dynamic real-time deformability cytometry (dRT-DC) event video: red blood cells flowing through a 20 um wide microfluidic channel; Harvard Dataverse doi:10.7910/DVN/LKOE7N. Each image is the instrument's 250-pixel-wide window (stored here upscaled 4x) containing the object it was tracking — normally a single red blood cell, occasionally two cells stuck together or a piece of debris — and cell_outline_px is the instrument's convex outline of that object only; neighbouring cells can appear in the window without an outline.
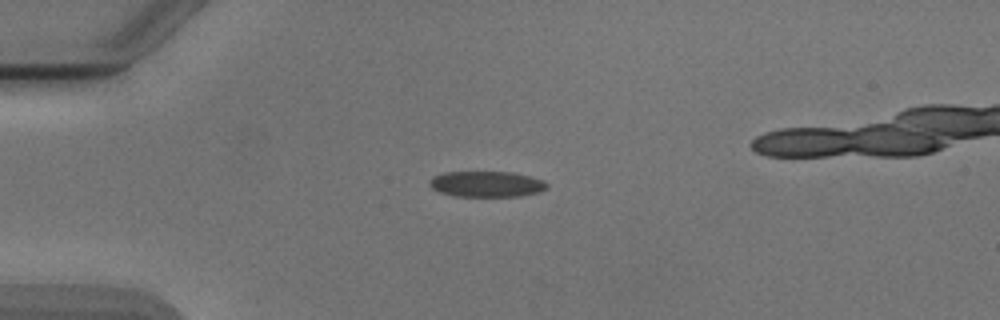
{"species": "Egyptian fruit bat (a non-hibernating species)", "species_latin": "Rousettus aegyptiacus", "temperature_condition": "cold", "stored_images_in_passage": 3, "segment_of_instrument_passage": [1, 2], "camera_frame_rate_fps": 3000, "um_per_image_px": 0.085, "animal": {"sex": "male"}, "frame": {"image": 1, "passage_image": 1, "time_ms": 0.0, "image_size_px": [1000, 320], "cell_outline_px": [[548, 188], [540, 192], [520, 196], [452, 196], [440, 192], [432, 188], [428, 184], [428, 180], [432, 176], [444, 172], [512, 172], [544, 180], [548, 184]], "centroid_in_image_um": [41.34, 15.64], "position_along_channel_um": 43.7, "area_um2": 17.8}}